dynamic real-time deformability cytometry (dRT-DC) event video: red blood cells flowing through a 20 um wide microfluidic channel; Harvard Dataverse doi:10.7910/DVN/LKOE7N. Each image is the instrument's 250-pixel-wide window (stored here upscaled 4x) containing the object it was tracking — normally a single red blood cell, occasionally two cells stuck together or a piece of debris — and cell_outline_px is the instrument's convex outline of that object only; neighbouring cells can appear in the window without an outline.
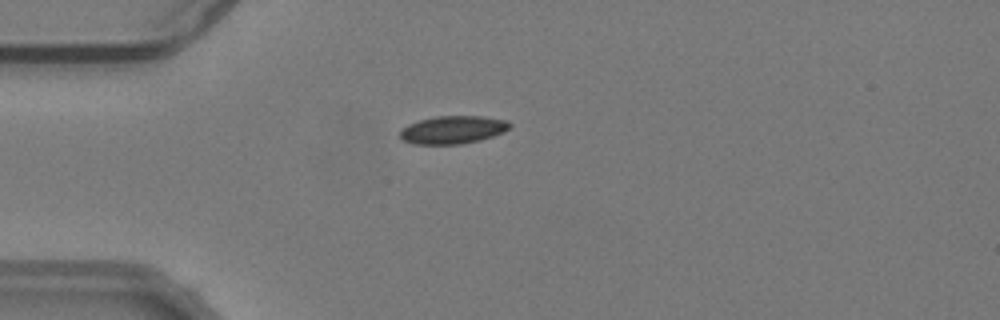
{"species": "common noctule bat (a hibernating species)", "species_latin": "Nyctalus noctula", "temperature_condition": "warm", "stored_images_in_passage": 50, "camera_frame_rate_fps": 3000, "um_per_image_px": 0.085, "animal": {"sex": "male", "body_mass_g": 19.2, "forearm_length_mm": 51.8}, "frame": {"image": 1, "passage_image": 11, "time_ms": 3.333, "image_size_px": [1000, 320], "cell_outline_px": [[512, 124], [504, 132], [480, 140], [460, 144], [412, 144], [400, 140], [400, 128], [408, 124], [420, 120], [436, 116], [484, 116], [508, 120]], "centroid_in_image_um": [38.47, 11.03], "position_along_channel_um": 46.5, "area_um2": 18.03}}
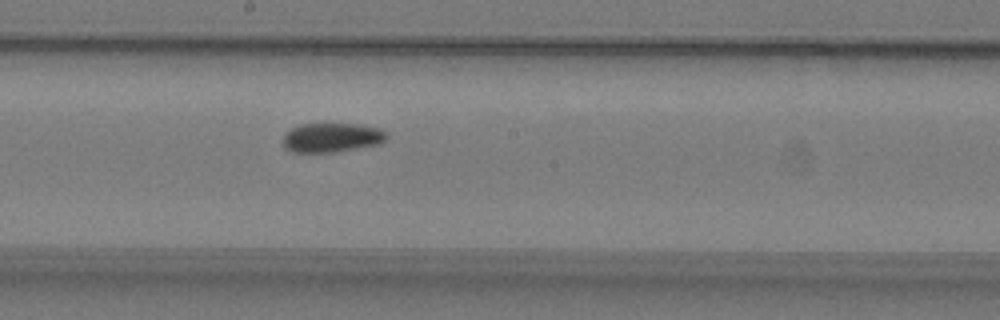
{"frame": {"image": 2, "passage_image": 26, "time_ms": 8.333, "image_size_px": [1000, 320], "cell_outline_px": [[388, 136], [380, 144], [336, 152], [292, 152], [284, 148], [284, 132], [300, 124], [324, 120], [360, 124], [380, 128], [388, 132]], "centroid_in_image_um": [28.21, 11.63], "position_along_channel_um": 220.0, "area_um2": 18.73}}
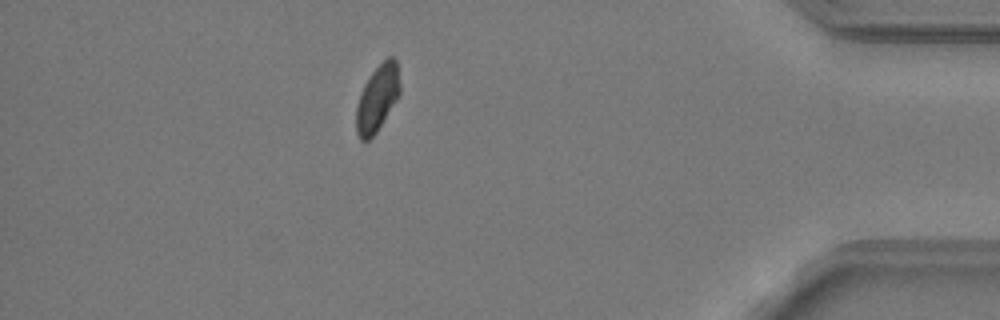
{"frame": {"image": 3, "passage_image": 44, "time_ms": 14.333, "image_size_px": [1000, 320], "cell_outline_px": [[400, 92], [396, 100], [376, 132], [368, 140], [360, 140], [356, 132], [356, 108], [360, 92], [368, 76], [388, 56], [392, 56], [396, 60], [400, 84]], "centroid_in_image_um": [32.06, 8.34], "position_along_channel_um": 403.1, "area_um2": 16.76}, "authors_computed_cell_mechanics": {"area_um2": 17.8602, "velocity_mm_per_s": 3.809, "shape_relaxation_time_tau1_ms": 4.6795, "shape_relaxation_time_tau2_ms": 3.4736, "deformation_change_tau1": 0.1069, "deformation_change_tau2": 0.0568}}